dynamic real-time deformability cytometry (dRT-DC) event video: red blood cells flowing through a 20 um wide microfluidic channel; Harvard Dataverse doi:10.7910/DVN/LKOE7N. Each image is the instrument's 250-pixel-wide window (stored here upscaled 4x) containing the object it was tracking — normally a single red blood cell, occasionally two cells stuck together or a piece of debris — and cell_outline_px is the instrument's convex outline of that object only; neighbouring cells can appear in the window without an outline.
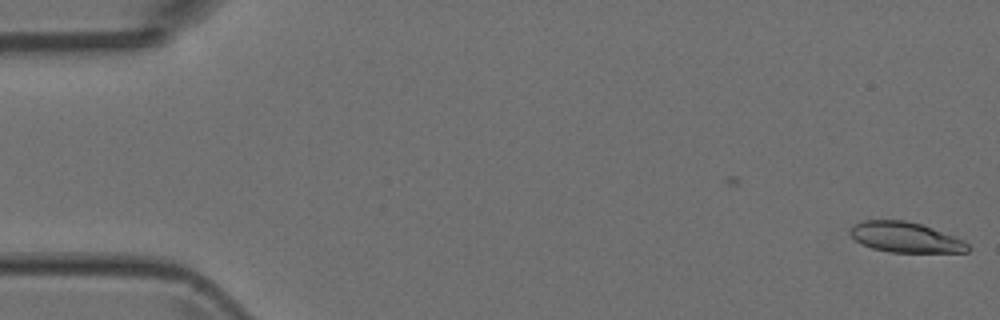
{"species": "Egyptian fruit bat (a non-hibernating species)", "species_latin": "Rousettus aegyptiacus", "temperature_condition": "room temperature", "stored_images_in_passage": 2, "camera_frame_rate_fps": 3000, "um_per_image_px": 0.085, "animal": {"sex": "female"}, "frame": {"image": 1, "passage_image": 2, "time_ms": 0.333, "image_size_px": [1000, 320], "cell_outline_px": [[972, 248], [968, 252], [888, 252], [872, 248], [860, 244], [848, 232], [856, 224], [864, 220], [904, 220], [920, 224], [932, 228], [964, 240]], "centroid_in_image_um": [76.97, 20.18], "position_along_channel_um": 8.0, "area_um2": 20.69}}